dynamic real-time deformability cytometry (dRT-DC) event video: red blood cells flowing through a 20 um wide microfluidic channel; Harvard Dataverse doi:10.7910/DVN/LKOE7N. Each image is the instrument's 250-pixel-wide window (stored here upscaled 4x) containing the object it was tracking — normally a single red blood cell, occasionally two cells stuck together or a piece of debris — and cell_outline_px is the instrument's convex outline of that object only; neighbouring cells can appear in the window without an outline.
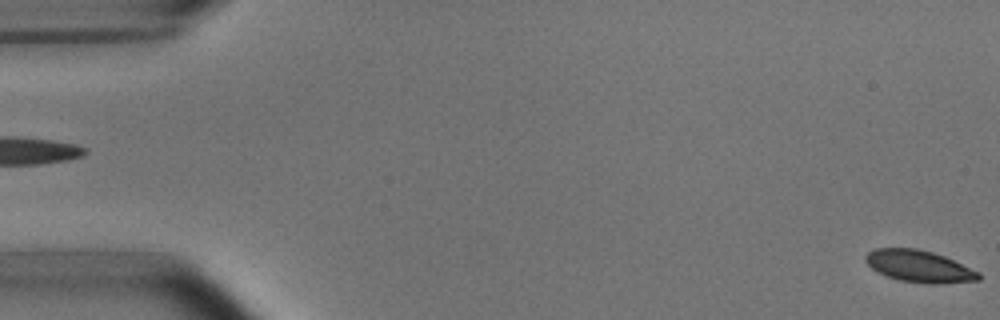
{"species": "common noctule bat (a hibernating species)", "species_latin": "Nyctalus noctula", "temperature_condition": "room temperature", "stored_images_in_passage": 6, "segment_of_instrument_passage": [2, 2], "camera_frame_rate_fps": 3000, "um_per_image_px": 0.085, "animal": {"sex": "male", "body_mass_g": 15.6}, "frame": {"image": 1, "passage_image": 6, "time_ms": 5.667, "image_size_px": [1000, 320], "cell_outline_px": [[980, 280], [940, 284], [928, 284], [900, 280], [888, 276], [872, 268], [864, 260], [864, 256], [872, 248], [916, 248], [932, 252], [944, 256], [980, 272]], "centroid_in_image_um": [78.13, 22.63], "position_along_channel_um": 6.9, "area_um2": 20.98}}